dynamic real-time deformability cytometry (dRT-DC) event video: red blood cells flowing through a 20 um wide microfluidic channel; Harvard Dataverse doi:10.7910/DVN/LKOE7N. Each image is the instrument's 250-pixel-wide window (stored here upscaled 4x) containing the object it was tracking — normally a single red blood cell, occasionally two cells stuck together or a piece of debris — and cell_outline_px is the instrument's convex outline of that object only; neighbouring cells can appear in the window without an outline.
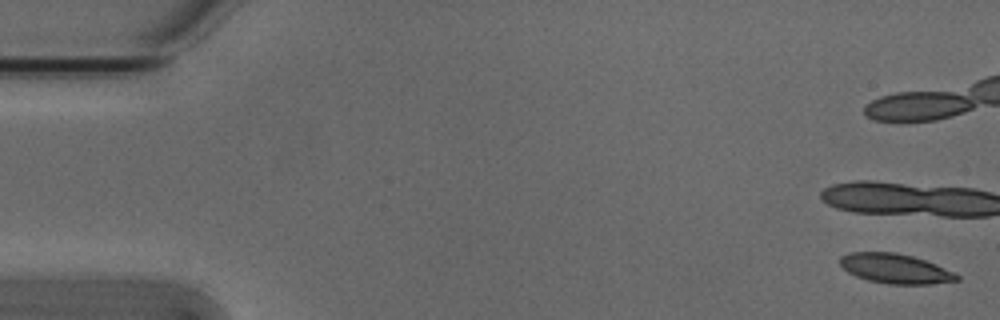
{"species": "Egyptian fruit bat (a non-hibernating species)", "species_latin": "Rousettus aegyptiacus", "temperature_condition": "cold", "stored_images_in_passage": 5, "camera_frame_rate_fps": 3000, "um_per_image_px": 0.085, "animal": {"sex": "male"}, "frame": {"image": 1, "passage_image": 1, "time_ms": 0.0, "image_size_px": [1000, 320], "cell_outline_px": [[960, 280], [932, 284], [888, 284], [868, 280], [856, 276], [848, 272], [840, 264], [840, 256], [852, 252], [896, 252], [912, 256], [936, 264], [956, 272], [960, 276]], "centroid_in_image_um": [76.14, 22.83], "position_along_channel_um": 8.9, "area_um2": 20.29}}